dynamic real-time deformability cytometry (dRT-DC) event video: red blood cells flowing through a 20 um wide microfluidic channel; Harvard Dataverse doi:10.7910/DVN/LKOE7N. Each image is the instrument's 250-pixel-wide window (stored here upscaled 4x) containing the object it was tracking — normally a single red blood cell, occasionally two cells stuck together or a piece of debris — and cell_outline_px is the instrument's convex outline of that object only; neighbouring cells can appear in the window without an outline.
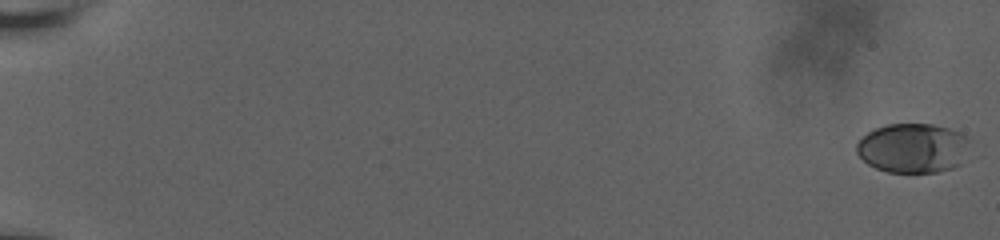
{"species": "human", "species_latin": "Homo sapiens", "temperature_condition": "room temperature", "stored_images_in_passage": 105, "camera_frame_rate_fps": 3000, "um_per_image_px": 0.085, "donor": {"sex": "male"}, "frame": {"image": 1, "passage_image": 1, "time_ms": 0.0, "image_size_px": [1000, 240], "cell_outline_px": [[968, 140], [960, 164], [952, 168], [936, 172], [888, 172], [876, 168], [868, 164], [856, 152], [856, 144], [868, 132], [876, 128], [888, 124], [932, 124], [948, 128], [960, 132], [968, 136]], "centroid_in_image_um": [77.57, 12.58], "position_along_channel_um": 7.4, "area_um2": 32.31}}
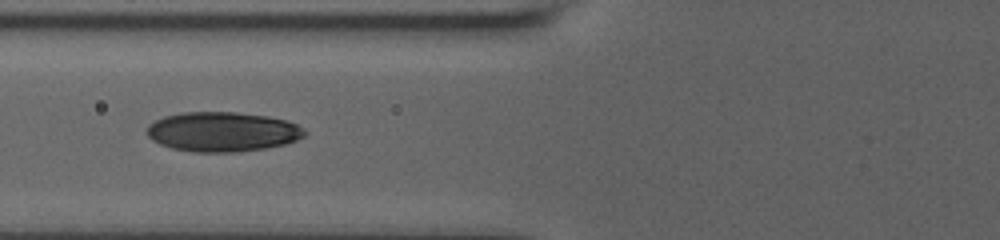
{"frame": {"image": 2, "passage_image": 61, "time_ms": 9.0, "image_size_px": [1000, 240], "cell_outline_px": [[308, 132], [304, 136], [296, 140], [284, 144], [264, 148], [236, 152], [196, 152], [172, 148], [160, 144], [152, 140], [148, 136], [148, 124], [164, 116], [184, 112], [236, 112], [268, 116], [288, 120], [304, 128]], "centroid_in_image_um": [18.93, 11.19], "position_along_channel_um": 106.9, "area_um2": 36.47}}
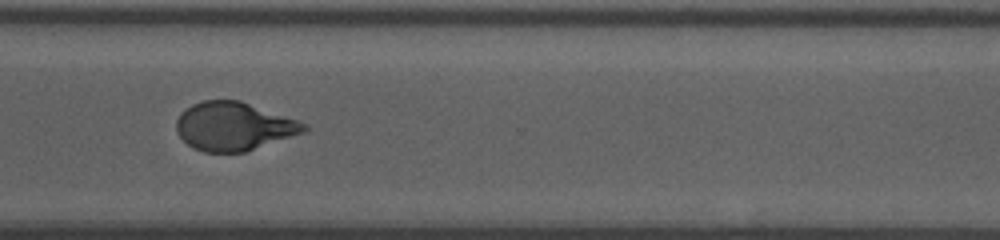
{"frame": {"image": 3, "passage_image": 104, "time_ms": 15.667, "image_size_px": [1000, 240], "cell_outline_px": [[308, 128], [304, 132], [244, 152], [204, 152], [192, 148], [176, 132], [176, 120], [180, 112], [184, 108], [192, 104], [204, 100], [240, 100], [308, 124]], "centroid_in_image_um": [19.83, 10.73], "position_along_channel_um": 350.8, "area_um2": 35.89}}